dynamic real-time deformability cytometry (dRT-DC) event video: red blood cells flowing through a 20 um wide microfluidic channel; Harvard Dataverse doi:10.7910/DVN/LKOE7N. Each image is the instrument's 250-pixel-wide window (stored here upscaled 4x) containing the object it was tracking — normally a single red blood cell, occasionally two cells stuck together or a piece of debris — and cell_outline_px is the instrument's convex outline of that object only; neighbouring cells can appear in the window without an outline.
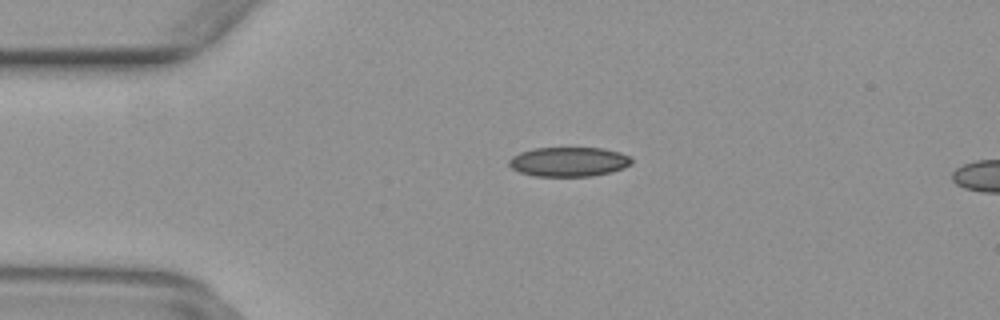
{"species": "common noctule bat (a hibernating species)", "species_latin": "Nyctalus noctula", "temperature_condition": "warm", "stored_images_in_passage": 50, "camera_frame_rate_fps": 3000, "um_per_image_px": 0.085, "animal": {"sex": "female", "body_mass_g": 29.2, "forearm_length_mm": 56.3}, "frame": {"image": 1, "passage_image": 11, "time_ms": 3.333, "image_size_px": [1000, 320], "cell_outline_px": [[632, 164], [624, 168], [612, 172], [592, 176], [532, 176], [520, 172], [512, 168], [508, 164], [508, 160], [512, 156], [520, 152], [532, 148], [604, 148], [620, 152], [628, 156], [632, 160]], "centroid_in_image_um": [48.34, 13.75], "position_along_channel_um": 36.7, "area_um2": 21.21}}
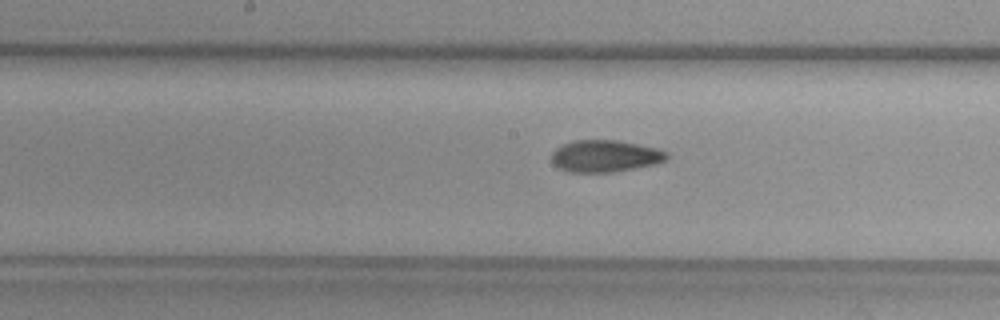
{"frame": {"image": 2, "passage_image": 25, "time_ms": 8.0, "image_size_px": [1000, 320], "cell_outline_px": [[668, 156], [664, 160], [652, 164], [612, 172], [568, 172], [552, 164], [552, 152], [560, 144], [576, 140], [616, 140], [656, 148], [668, 152]], "centroid_in_image_um": [51.37, 13.26], "position_along_channel_um": 196.8, "area_um2": 21.21}}
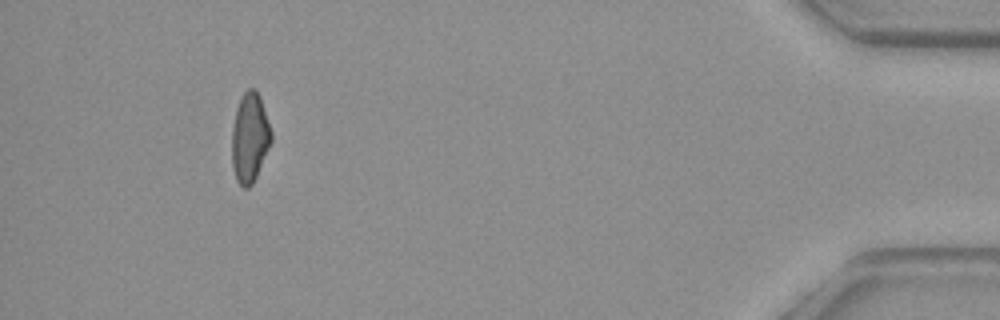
{"frame": {"image": 3, "passage_image": 46, "time_ms": 15.0, "image_size_px": [1000, 320], "cell_outline_px": [[272, 140], [256, 176], [252, 184], [248, 188], [244, 188], [236, 180], [232, 168], [232, 128], [236, 108], [244, 92], [248, 88], [256, 88], [260, 96], [272, 132]], "centroid_in_image_um": [21.22, 11.69], "position_along_channel_um": 414.0, "area_um2": 20.52}}